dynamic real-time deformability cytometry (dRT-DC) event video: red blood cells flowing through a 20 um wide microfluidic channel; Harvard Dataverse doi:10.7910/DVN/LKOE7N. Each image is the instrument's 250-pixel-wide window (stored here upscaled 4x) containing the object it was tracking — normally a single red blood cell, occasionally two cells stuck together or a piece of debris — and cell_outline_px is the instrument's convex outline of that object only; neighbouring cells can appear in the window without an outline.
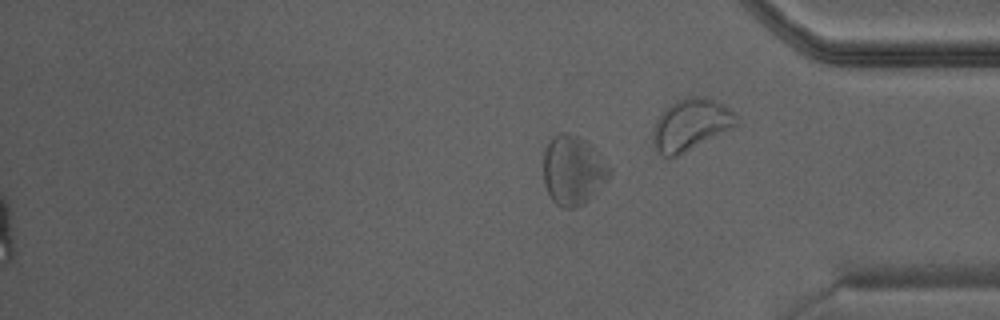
{"species": "Egyptian fruit bat (a non-hibernating species)", "species_latin": "Rousettus aegyptiacus", "temperature_condition": "warm", "stored_images_in_passage": 31, "segment_of_instrument_passage": [2, 2], "camera_frame_rate_fps": 3000, "um_per_image_px": 0.085, "animal": {"sex": "male"}, "frame": {"image": 1, "passage_image": 31, "time_ms": 10.0, "image_size_px": [1000, 320], "cell_outline_px": [[612, 172], [584, 204], [572, 208], [564, 208], [556, 204], [552, 200], [544, 184], [544, 152], [552, 136], [560, 132], [568, 132], [584, 140], [612, 168]], "centroid_in_image_um": [48.68, 14.47], "position_along_channel_um": 386.5, "area_um2": 26.18}}